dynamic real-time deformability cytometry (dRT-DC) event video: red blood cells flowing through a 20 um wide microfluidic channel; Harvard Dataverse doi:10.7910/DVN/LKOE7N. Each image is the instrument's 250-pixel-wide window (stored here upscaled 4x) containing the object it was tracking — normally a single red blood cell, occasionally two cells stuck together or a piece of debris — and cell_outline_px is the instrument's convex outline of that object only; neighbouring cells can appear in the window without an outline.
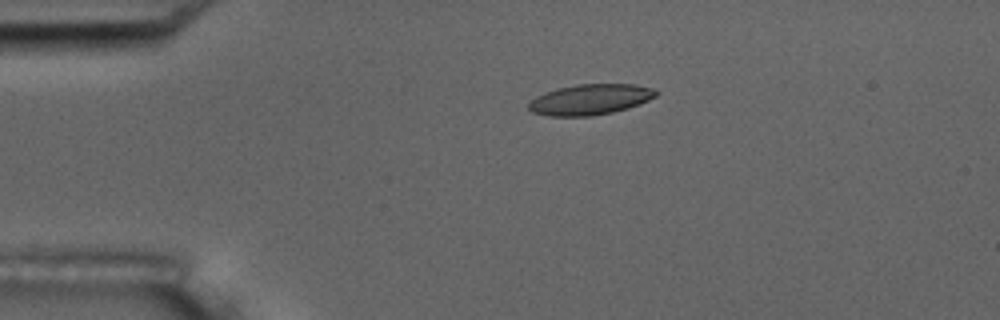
{"species": "common noctule bat (a hibernating species)", "species_latin": "Nyctalus noctula", "temperature_condition": "room temperature", "stored_images_in_passage": 4, "camera_frame_rate_fps": 3000, "um_per_image_px": 0.085, "animal": {"sex": "male", "body_mass_g": 17.5, "forearm_length_mm": 52.3}, "frame": {"image": 1, "passage_image": 1, "time_ms": 0.0, "image_size_px": [1000, 320], "cell_outline_px": [[660, 92], [656, 96], [640, 104], [628, 108], [612, 112], [592, 116], [552, 116], [532, 112], [528, 108], [528, 104], [536, 96], [544, 92], [556, 88], [576, 84], [636, 84], [652, 88]], "centroid_in_image_um": [50.18, 8.45], "position_along_channel_um": 34.8, "area_um2": 22.83}}
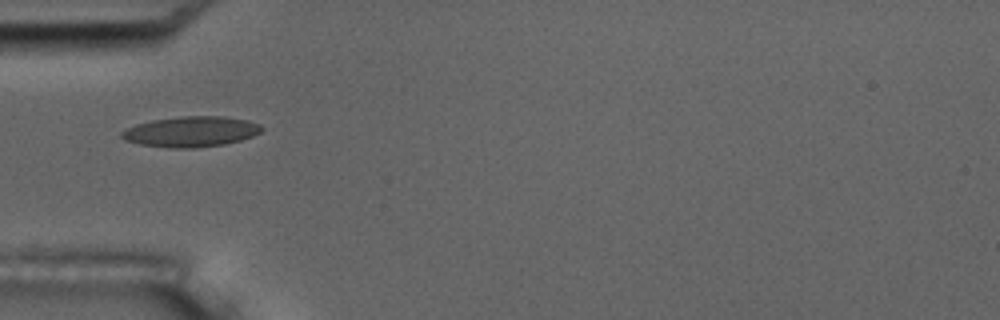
{"frame": {"image": 2, "passage_image": 3, "time_ms": 2.0, "image_size_px": [1000, 320], "cell_outline_px": [[264, 128], [260, 132], [252, 136], [240, 140], [224, 144], [192, 148], [168, 148], [140, 144], [124, 140], [120, 136], [120, 132], [136, 124], [152, 120], [180, 116], [224, 116], [248, 120], [260, 124]], "centroid_in_image_um": [16.23, 11.18], "position_along_channel_um": 68.8, "area_um2": 24.91}}